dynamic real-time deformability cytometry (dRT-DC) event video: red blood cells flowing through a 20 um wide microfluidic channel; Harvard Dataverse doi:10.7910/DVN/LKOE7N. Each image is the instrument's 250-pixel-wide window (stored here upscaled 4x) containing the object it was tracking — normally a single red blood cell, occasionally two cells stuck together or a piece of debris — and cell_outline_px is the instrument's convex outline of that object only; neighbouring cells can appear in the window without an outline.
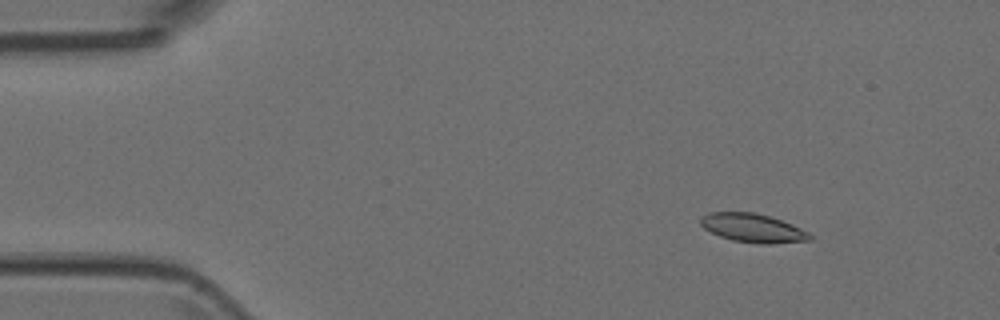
{"species": "Egyptian fruit bat (a non-hibernating species)", "species_latin": "Rousettus aegyptiacus", "temperature_condition": "room temperature", "stored_images_in_passage": 13, "camera_frame_rate_fps": 3000, "um_per_image_px": 0.085, "animal": {"sex": "female"}, "frame": {"image": 1, "passage_image": 1, "time_ms": 0.0, "image_size_px": [1000, 320], "cell_outline_px": [[812, 240], [772, 244], [760, 244], [732, 240], [720, 236], [704, 228], [700, 224], [700, 220], [708, 212], [752, 212], [768, 216], [792, 224], [808, 232], [812, 236]], "centroid_in_image_um": [64.0, 19.39], "position_along_channel_um": 21.0, "area_um2": 18.15}}
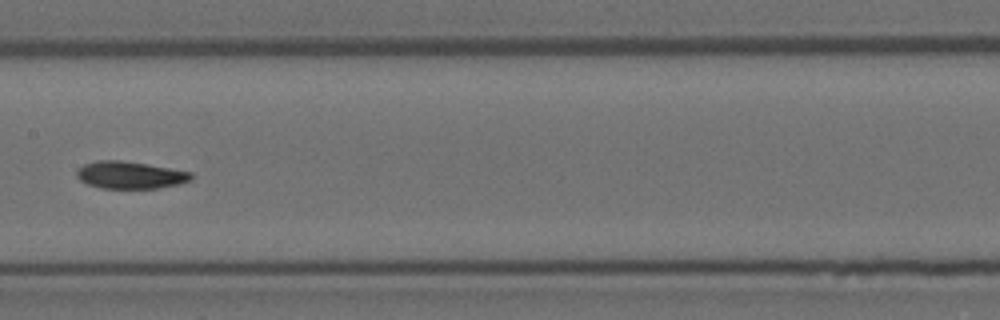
{"frame": {"image": 2, "passage_image": 6, "time_ms": 1.667, "image_size_px": [1000, 320], "cell_outline_px": [[192, 180], [180, 184], [156, 188], [100, 188], [88, 184], [80, 180], [76, 176], [76, 172], [84, 164], [96, 160], [120, 160], [148, 164], [192, 172]], "centroid_in_image_um": [11.07, 14.87], "position_along_channel_um": 196.3, "area_um2": 18.21}}
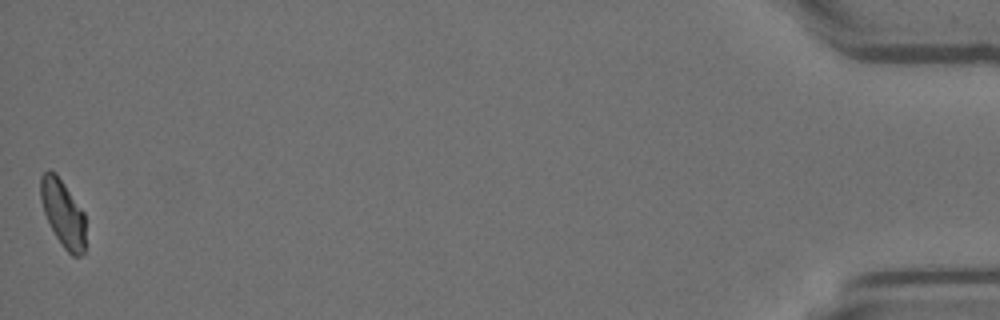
{"frame": {"image": 3, "passage_image": 13, "time_ms": 4.0, "image_size_px": [1000, 320], "cell_outline_px": [[84, 252], [80, 256], [72, 256], [64, 248], [56, 236], [44, 212], [40, 200], [40, 176], [48, 168], [56, 172], [84, 212]], "centroid_in_image_um": [5.33, 18.08], "position_along_channel_um": 429.9, "area_um2": 17.46}}